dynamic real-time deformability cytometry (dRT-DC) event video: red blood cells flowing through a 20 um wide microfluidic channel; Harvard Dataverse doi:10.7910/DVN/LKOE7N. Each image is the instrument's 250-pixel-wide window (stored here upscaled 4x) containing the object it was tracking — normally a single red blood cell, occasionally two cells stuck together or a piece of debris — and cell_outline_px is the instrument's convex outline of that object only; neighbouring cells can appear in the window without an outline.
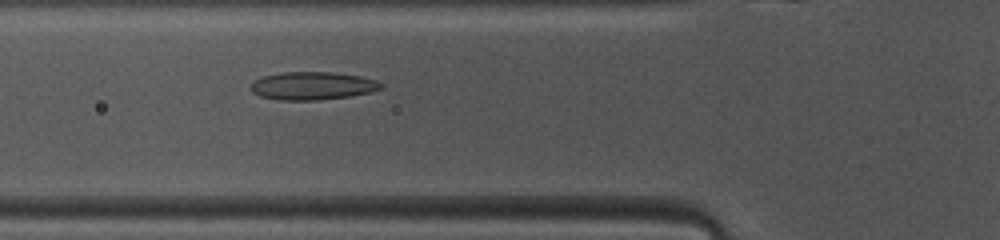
{"species": "common noctule bat (a hibernating species)", "species_latin": "Nyctalus noctula", "temperature_condition": "warm", "stored_images_in_passage": 47, "camera_frame_rate_fps": 3000, "um_per_image_px": 0.085, "animal": {"sex": "female", "body_mass_g": 10.0, "forearm_length_mm": 53.1}, "frame": {"image": 1, "passage_image": 15, "time_ms": 4.667, "image_size_px": [1000, 240], "cell_outline_px": [[384, 88], [372, 92], [352, 96], [316, 100], [280, 100], [260, 96], [252, 92], [252, 84], [256, 80], [264, 76], [284, 72], [328, 72], [360, 76], [376, 80], [384, 84]], "centroid_in_image_um": [26.63, 7.3], "position_along_channel_um": 99.2, "area_um2": 21.15}}
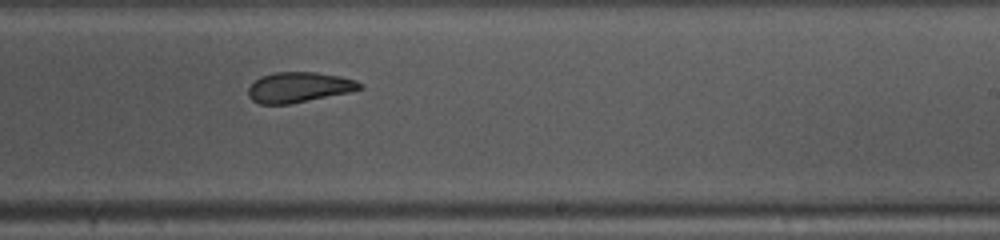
{"frame": {"image": 2, "passage_image": 27, "time_ms": 8.667, "image_size_px": [1000, 240], "cell_outline_px": [[364, 88], [352, 92], [288, 104], [260, 104], [252, 100], [248, 96], [248, 88], [260, 76], [276, 72], [316, 72], [340, 76], [356, 80]], "centroid_in_image_um": [25.42, 7.42], "position_along_channel_um": 263.6, "area_um2": 19.71}}
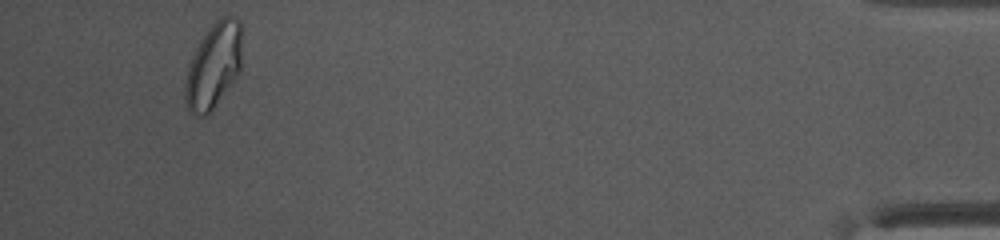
{"frame": {"image": 3, "passage_image": 44, "time_ms": 14.333, "image_size_px": [1000, 240], "cell_outline_px": [[240, 72], [236, 80], [212, 108], [204, 116], [200, 116], [188, 112], [184, 100], [184, 84], [188, 64], [200, 40], [208, 28], [220, 16], [232, 16], [240, 20]], "centroid_in_image_um": [18.12, 5.59], "position_along_channel_um": 417.1, "area_um2": 28.32}, "authors_computed_cell_mechanics": {"area_um2": 22.1374, "velocity_mm_per_s": 4.0974, "shape_relaxation_time_tau1_ms": null, "shape_relaxation_time_tau2_ms": 2.8251, "deformation_change_tau1": null, "deformation_change_tau2": 0.0703}}